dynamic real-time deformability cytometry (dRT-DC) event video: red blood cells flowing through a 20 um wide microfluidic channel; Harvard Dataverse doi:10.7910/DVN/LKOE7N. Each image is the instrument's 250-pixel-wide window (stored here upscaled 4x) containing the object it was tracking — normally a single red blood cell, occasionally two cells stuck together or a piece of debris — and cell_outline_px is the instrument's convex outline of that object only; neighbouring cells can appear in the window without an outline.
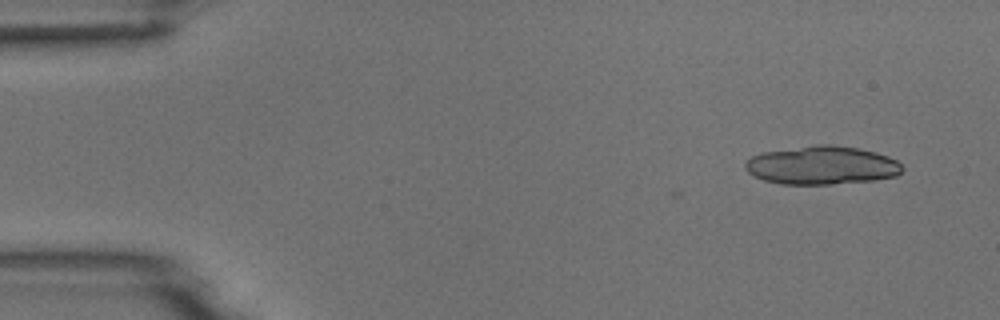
{"species": "common noctule bat (a hibernating species)", "species_latin": "Nyctalus noctula", "temperature_condition": "room temperature", "stored_images_in_passage": 2, "camera_frame_rate_fps": 3000, "um_per_image_px": 0.085, "animal": {"sex": "male", "body_mass_g": 18.8}, "frame": {"image": 1, "passage_image": 2, "time_ms": 1.333, "image_size_px": [1000, 320], "cell_outline_px": [[904, 168], [896, 176], [872, 180], [832, 184], [780, 184], [764, 180], [748, 172], [744, 168], [744, 164], [752, 156], [764, 152], [816, 144], [832, 144], [860, 148], [876, 152], [888, 156], [896, 160]], "centroid_in_image_um": [69.87, 14.04], "position_along_channel_um": 15.1, "area_um2": 35.14}}